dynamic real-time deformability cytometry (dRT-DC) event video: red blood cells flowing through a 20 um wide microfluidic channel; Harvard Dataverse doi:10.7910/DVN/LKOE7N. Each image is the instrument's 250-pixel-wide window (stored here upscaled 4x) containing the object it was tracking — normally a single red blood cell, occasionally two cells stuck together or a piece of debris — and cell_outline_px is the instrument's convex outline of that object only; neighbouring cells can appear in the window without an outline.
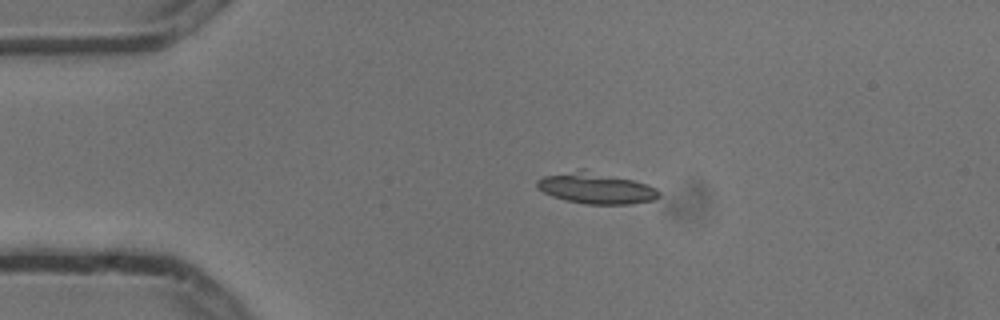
{"species": "common noctule bat (a hibernating species)", "species_latin": "Nyctalus noctula", "temperature_condition": "cold", "stored_images_in_passage": 3, "camera_frame_rate_fps": 3000, "um_per_image_px": 0.085, "animal": {"sex": "male", "body_mass_g": 13.3}, "frame": {"image": 1, "passage_image": 2, "time_ms": 0.333, "image_size_px": [1000, 320], "cell_outline_px": [[660, 196], [652, 200], [628, 204], [584, 204], [564, 200], [552, 196], [536, 188], [536, 180], [544, 176], [580, 168], [584, 168], [648, 184], [656, 188], [660, 192]], "centroid_in_image_um": [50.62, 15.98], "position_along_channel_um": 34.4, "area_um2": 22.37}}